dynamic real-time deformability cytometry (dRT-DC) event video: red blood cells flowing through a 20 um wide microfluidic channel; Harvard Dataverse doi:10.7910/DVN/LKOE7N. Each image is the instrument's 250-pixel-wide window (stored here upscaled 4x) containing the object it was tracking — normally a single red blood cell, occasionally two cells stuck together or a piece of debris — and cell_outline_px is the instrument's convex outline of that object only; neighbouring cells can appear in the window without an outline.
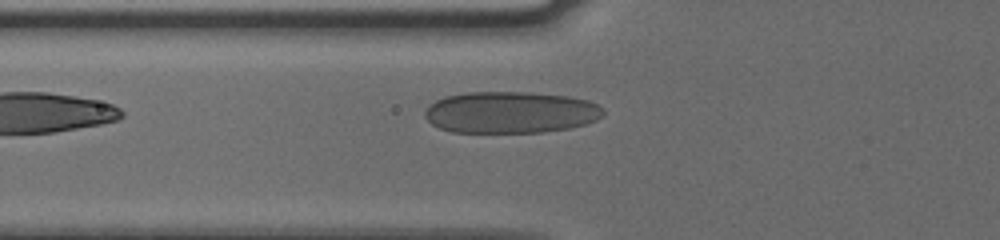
{"species": "human", "species_latin": "Homo sapiens", "temperature_condition": "cold", "stored_images_in_passage": 5, "camera_frame_rate_fps": 3000, "um_per_image_px": 0.085, "donor": {"sex": "male"}, "frame": {"image": 1, "passage_image": 5, "time_ms": 1.333, "image_size_px": [1000, 240], "cell_outline_px": [[604, 116], [596, 120], [584, 124], [568, 128], [544, 132], [452, 132], [440, 128], [432, 124], [424, 116], [424, 112], [428, 104], [444, 96], [464, 92], [528, 92], [568, 96], [588, 100], [604, 108]], "centroid_in_image_um": [43.38, 9.54], "position_along_channel_um": 82.4, "area_um2": 43.58}}